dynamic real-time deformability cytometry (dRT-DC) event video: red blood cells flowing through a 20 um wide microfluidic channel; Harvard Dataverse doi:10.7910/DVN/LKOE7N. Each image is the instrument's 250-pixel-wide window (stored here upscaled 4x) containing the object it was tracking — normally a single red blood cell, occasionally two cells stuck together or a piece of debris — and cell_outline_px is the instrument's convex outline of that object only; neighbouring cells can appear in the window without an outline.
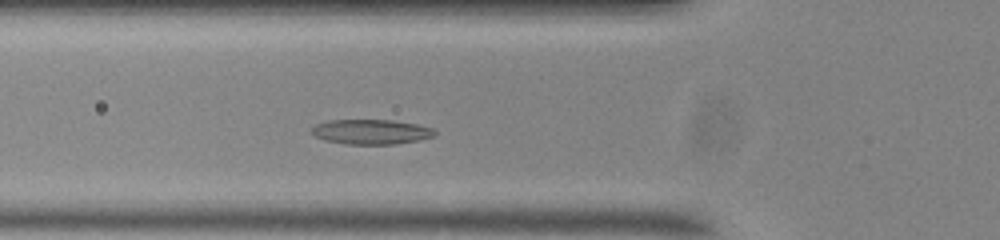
{"species": "common noctule bat (a hibernating species)", "species_latin": "Nyctalus noctula", "temperature_condition": "room temperature", "stored_images_in_passage": 50, "camera_frame_rate_fps": 3000, "um_per_image_px": 0.085, "animal": {"sex": "male", "body_mass_g": 20.0, "forearm_length_mm": 53.3}, "frame": {"image": 1, "passage_image": 13, "time_ms": 4.0, "image_size_px": [1000, 240], "cell_outline_px": [[436, 132], [432, 136], [420, 140], [396, 144], [344, 144], [324, 140], [316, 136], [312, 132], [312, 128], [316, 124], [328, 120], [392, 120], [416, 124], [432, 128]], "centroid_in_image_um": [31.53, 11.2], "position_along_channel_um": 94.3, "area_um2": 17.74}}
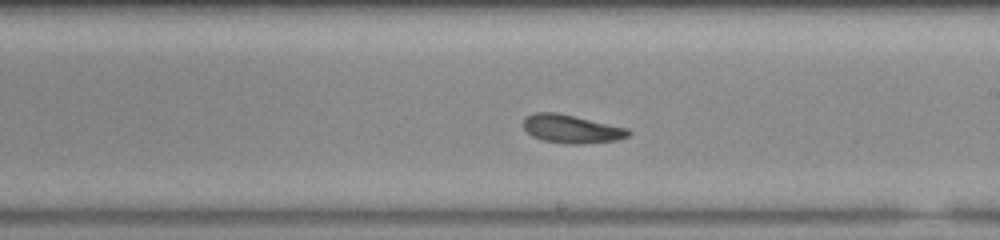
{"frame": {"image": 2, "passage_image": 25, "time_ms": 8.0, "image_size_px": [1000, 240], "cell_outline_px": [[632, 132], [628, 136], [620, 140], [580, 144], [568, 144], [544, 140], [532, 136], [524, 128], [524, 120], [528, 116], [536, 112], [556, 112], [628, 128]], "centroid_in_image_um": [48.62, 10.97], "position_along_channel_um": 240.4, "area_um2": 17.22}}
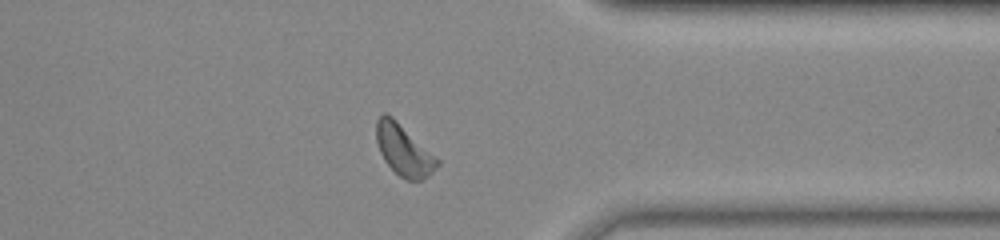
{"frame": {"image": 3, "passage_image": 37, "time_ms": 12.0, "image_size_px": [1000, 240], "cell_outline_px": [[440, 164], [428, 176], [420, 180], [404, 180], [384, 160], [380, 152], [376, 140], [376, 120], [384, 112], [392, 116], [436, 156], [440, 160]], "centroid_in_image_um": [34.32, 12.75], "position_along_channel_um": 377.1, "area_um2": 18.03}, "authors_computed_cell_mechanics": {"area_um2": 17.5712, "velocity_mm_per_s": 3.6531, "shape_relaxation_time_tau1_ms": 3.7921, "shape_relaxation_time_tau2_ms": 4.4252, "deformation_change_tau1": 0.112, "deformation_change_tau2": 0.1074}}